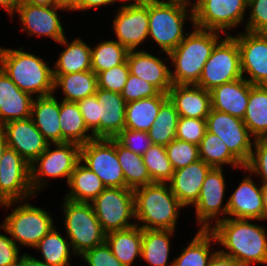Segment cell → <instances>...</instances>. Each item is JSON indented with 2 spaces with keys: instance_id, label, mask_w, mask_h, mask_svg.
<instances>
[{
  "instance_id": "6da1fadb",
  "label": "cell",
  "mask_w": 267,
  "mask_h": 266,
  "mask_svg": "<svg viewBox=\"0 0 267 266\" xmlns=\"http://www.w3.org/2000/svg\"><path fill=\"white\" fill-rule=\"evenodd\" d=\"M216 241L228 249L222 254L232 257L242 266L252 263L267 264V238L265 229L249 219L222 218L210 228Z\"/></svg>"
},
{
  "instance_id": "7a4b0ae2",
  "label": "cell",
  "mask_w": 267,
  "mask_h": 266,
  "mask_svg": "<svg viewBox=\"0 0 267 266\" xmlns=\"http://www.w3.org/2000/svg\"><path fill=\"white\" fill-rule=\"evenodd\" d=\"M194 28L192 33H187L180 44L168 53L172 66H175V71H171L173 84L196 85L204 64L219 42V32Z\"/></svg>"
},
{
  "instance_id": "3957f363",
  "label": "cell",
  "mask_w": 267,
  "mask_h": 266,
  "mask_svg": "<svg viewBox=\"0 0 267 266\" xmlns=\"http://www.w3.org/2000/svg\"><path fill=\"white\" fill-rule=\"evenodd\" d=\"M167 183L154 182L134 189V216L142 229L175 230L178 210L184 207Z\"/></svg>"
},
{
  "instance_id": "277c9868",
  "label": "cell",
  "mask_w": 267,
  "mask_h": 266,
  "mask_svg": "<svg viewBox=\"0 0 267 266\" xmlns=\"http://www.w3.org/2000/svg\"><path fill=\"white\" fill-rule=\"evenodd\" d=\"M22 50L0 47V67L23 92L37 93V97L53 94V69L42 58Z\"/></svg>"
},
{
  "instance_id": "5b68a950",
  "label": "cell",
  "mask_w": 267,
  "mask_h": 266,
  "mask_svg": "<svg viewBox=\"0 0 267 266\" xmlns=\"http://www.w3.org/2000/svg\"><path fill=\"white\" fill-rule=\"evenodd\" d=\"M188 4L178 0H149V34L163 51L174 50L185 38L183 25ZM185 34V35H183Z\"/></svg>"
},
{
  "instance_id": "8992f818",
  "label": "cell",
  "mask_w": 267,
  "mask_h": 266,
  "mask_svg": "<svg viewBox=\"0 0 267 266\" xmlns=\"http://www.w3.org/2000/svg\"><path fill=\"white\" fill-rule=\"evenodd\" d=\"M65 228L73 253L80 256L87 250L101 245L106 233L95 215L91 202H76L65 198L63 203Z\"/></svg>"
},
{
  "instance_id": "52a82bcc",
  "label": "cell",
  "mask_w": 267,
  "mask_h": 266,
  "mask_svg": "<svg viewBox=\"0 0 267 266\" xmlns=\"http://www.w3.org/2000/svg\"><path fill=\"white\" fill-rule=\"evenodd\" d=\"M213 48L204 64L200 79L196 84L207 91L240 78H243L240 66V53L237 41L226 34Z\"/></svg>"
},
{
  "instance_id": "ba28073f",
  "label": "cell",
  "mask_w": 267,
  "mask_h": 266,
  "mask_svg": "<svg viewBox=\"0 0 267 266\" xmlns=\"http://www.w3.org/2000/svg\"><path fill=\"white\" fill-rule=\"evenodd\" d=\"M91 204L106 234L136 225L128 222L131 218L135 219L133 189L105 188Z\"/></svg>"
},
{
  "instance_id": "9c48e42d",
  "label": "cell",
  "mask_w": 267,
  "mask_h": 266,
  "mask_svg": "<svg viewBox=\"0 0 267 266\" xmlns=\"http://www.w3.org/2000/svg\"><path fill=\"white\" fill-rule=\"evenodd\" d=\"M80 160L85 162L106 188H128L116 155L115 138H94L81 146Z\"/></svg>"
},
{
  "instance_id": "30bf717a",
  "label": "cell",
  "mask_w": 267,
  "mask_h": 266,
  "mask_svg": "<svg viewBox=\"0 0 267 266\" xmlns=\"http://www.w3.org/2000/svg\"><path fill=\"white\" fill-rule=\"evenodd\" d=\"M0 226L11 235L15 244L29 247H35L54 227L50 214L30 203L16 207Z\"/></svg>"
},
{
  "instance_id": "8fae6325",
  "label": "cell",
  "mask_w": 267,
  "mask_h": 266,
  "mask_svg": "<svg viewBox=\"0 0 267 266\" xmlns=\"http://www.w3.org/2000/svg\"><path fill=\"white\" fill-rule=\"evenodd\" d=\"M189 13L193 27L226 32L242 23L248 0H199Z\"/></svg>"
},
{
  "instance_id": "7c38bea8",
  "label": "cell",
  "mask_w": 267,
  "mask_h": 266,
  "mask_svg": "<svg viewBox=\"0 0 267 266\" xmlns=\"http://www.w3.org/2000/svg\"><path fill=\"white\" fill-rule=\"evenodd\" d=\"M56 149L51 150L48 144L46 150L30 165V182L35 193L43 188V177H66L67 183L80 161L81 146L75 143H56ZM39 166H38V165Z\"/></svg>"
},
{
  "instance_id": "4fadbf2b",
  "label": "cell",
  "mask_w": 267,
  "mask_h": 266,
  "mask_svg": "<svg viewBox=\"0 0 267 266\" xmlns=\"http://www.w3.org/2000/svg\"><path fill=\"white\" fill-rule=\"evenodd\" d=\"M33 193L30 165L14 149L7 147L0 164V205L8 208Z\"/></svg>"
},
{
  "instance_id": "5bb4252c",
  "label": "cell",
  "mask_w": 267,
  "mask_h": 266,
  "mask_svg": "<svg viewBox=\"0 0 267 266\" xmlns=\"http://www.w3.org/2000/svg\"><path fill=\"white\" fill-rule=\"evenodd\" d=\"M206 129L217 135L244 166L249 162L253 142L243 119L211 109L206 117Z\"/></svg>"
},
{
  "instance_id": "9a60e30c",
  "label": "cell",
  "mask_w": 267,
  "mask_h": 266,
  "mask_svg": "<svg viewBox=\"0 0 267 266\" xmlns=\"http://www.w3.org/2000/svg\"><path fill=\"white\" fill-rule=\"evenodd\" d=\"M133 1L121 6L113 21L116 41L128 50H135L149 37V0Z\"/></svg>"
},
{
  "instance_id": "2e32d148",
  "label": "cell",
  "mask_w": 267,
  "mask_h": 266,
  "mask_svg": "<svg viewBox=\"0 0 267 266\" xmlns=\"http://www.w3.org/2000/svg\"><path fill=\"white\" fill-rule=\"evenodd\" d=\"M238 36V37H237ZM233 37L239 46L242 76L247 72L251 85L267 86V33L246 31Z\"/></svg>"
},
{
  "instance_id": "e0dca14e",
  "label": "cell",
  "mask_w": 267,
  "mask_h": 266,
  "mask_svg": "<svg viewBox=\"0 0 267 266\" xmlns=\"http://www.w3.org/2000/svg\"><path fill=\"white\" fill-rule=\"evenodd\" d=\"M0 130L8 147L14 149L31 165L47 148L48 142L37 129L31 117L5 123Z\"/></svg>"
},
{
  "instance_id": "ac0fdd59",
  "label": "cell",
  "mask_w": 267,
  "mask_h": 266,
  "mask_svg": "<svg viewBox=\"0 0 267 266\" xmlns=\"http://www.w3.org/2000/svg\"><path fill=\"white\" fill-rule=\"evenodd\" d=\"M224 180L222 168H212L206 175L199 198L194 204L198 223L202 224L203 230H210V219L221 213L228 214V203L221 207L225 193Z\"/></svg>"
},
{
  "instance_id": "d6986e66",
  "label": "cell",
  "mask_w": 267,
  "mask_h": 266,
  "mask_svg": "<svg viewBox=\"0 0 267 266\" xmlns=\"http://www.w3.org/2000/svg\"><path fill=\"white\" fill-rule=\"evenodd\" d=\"M58 9H63L57 6H41L32 5L26 2H21L17 9L20 20L29 35L49 36L57 42H60L64 37V30L60 23L57 14Z\"/></svg>"
},
{
  "instance_id": "ffe728a7",
  "label": "cell",
  "mask_w": 267,
  "mask_h": 266,
  "mask_svg": "<svg viewBox=\"0 0 267 266\" xmlns=\"http://www.w3.org/2000/svg\"><path fill=\"white\" fill-rule=\"evenodd\" d=\"M167 94L179 117L206 119L212 109L210 91L197 85L173 84Z\"/></svg>"
},
{
  "instance_id": "44dd1931",
  "label": "cell",
  "mask_w": 267,
  "mask_h": 266,
  "mask_svg": "<svg viewBox=\"0 0 267 266\" xmlns=\"http://www.w3.org/2000/svg\"><path fill=\"white\" fill-rule=\"evenodd\" d=\"M211 169V166L199 159L184 168L174 170L169 181L170 188L183 206L197 202L206 175Z\"/></svg>"
},
{
  "instance_id": "7402d4cb",
  "label": "cell",
  "mask_w": 267,
  "mask_h": 266,
  "mask_svg": "<svg viewBox=\"0 0 267 266\" xmlns=\"http://www.w3.org/2000/svg\"><path fill=\"white\" fill-rule=\"evenodd\" d=\"M127 63L130 74L140 77L167 94L173 86L171 71L159 58L145 51L129 50Z\"/></svg>"
},
{
  "instance_id": "603a6c76",
  "label": "cell",
  "mask_w": 267,
  "mask_h": 266,
  "mask_svg": "<svg viewBox=\"0 0 267 266\" xmlns=\"http://www.w3.org/2000/svg\"><path fill=\"white\" fill-rule=\"evenodd\" d=\"M32 96L23 92L0 67V127L31 117Z\"/></svg>"
},
{
  "instance_id": "cb8c5ba5",
  "label": "cell",
  "mask_w": 267,
  "mask_h": 266,
  "mask_svg": "<svg viewBox=\"0 0 267 266\" xmlns=\"http://www.w3.org/2000/svg\"><path fill=\"white\" fill-rule=\"evenodd\" d=\"M250 83L240 78L210 91L212 109L243 119L248 105Z\"/></svg>"
},
{
  "instance_id": "d4e9b609",
  "label": "cell",
  "mask_w": 267,
  "mask_h": 266,
  "mask_svg": "<svg viewBox=\"0 0 267 266\" xmlns=\"http://www.w3.org/2000/svg\"><path fill=\"white\" fill-rule=\"evenodd\" d=\"M249 175L239 184L228 200V215L236 219L263 220L262 186L253 183Z\"/></svg>"
},
{
  "instance_id": "484cf974",
  "label": "cell",
  "mask_w": 267,
  "mask_h": 266,
  "mask_svg": "<svg viewBox=\"0 0 267 266\" xmlns=\"http://www.w3.org/2000/svg\"><path fill=\"white\" fill-rule=\"evenodd\" d=\"M100 104V138H115L125 128L126 101L119 93L97 88Z\"/></svg>"
},
{
  "instance_id": "4316f807",
  "label": "cell",
  "mask_w": 267,
  "mask_h": 266,
  "mask_svg": "<svg viewBox=\"0 0 267 266\" xmlns=\"http://www.w3.org/2000/svg\"><path fill=\"white\" fill-rule=\"evenodd\" d=\"M59 115L60 103L53 94L33 99L31 119L49 144L61 143Z\"/></svg>"
},
{
  "instance_id": "83f0119b",
  "label": "cell",
  "mask_w": 267,
  "mask_h": 266,
  "mask_svg": "<svg viewBox=\"0 0 267 266\" xmlns=\"http://www.w3.org/2000/svg\"><path fill=\"white\" fill-rule=\"evenodd\" d=\"M167 99L168 94L160 92L156 96L126 103L125 128L147 132Z\"/></svg>"
},
{
  "instance_id": "f1b7e54d",
  "label": "cell",
  "mask_w": 267,
  "mask_h": 266,
  "mask_svg": "<svg viewBox=\"0 0 267 266\" xmlns=\"http://www.w3.org/2000/svg\"><path fill=\"white\" fill-rule=\"evenodd\" d=\"M61 143H75L79 146L94 139L93 134H87V128L77 102L62 100L60 103Z\"/></svg>"
},
{
  "instance_id": "f546056e",
  "label": "cell",
  "mask_w": 267,
  "mask_h": 266,
  "mask_svg": "<svg viewBox=\"0 0 267 266\" xmlns=\"http://www.w3.org/2000/svg\"><path fill=\"white\" fill-rule=\"evenodd\" d=\"M54 90L61 87L65 98L62 100L78 102L94 95L98 88L97 75L92 70L69 74H53Z\"/></svg>"
},
{
  "instance_id": "4dcf8cb0",
  "label": "cell",
  "mask_w": 267,
  "mask_h": 266,
  "mask_svg": "<svg viewBox=\"0 0 267 266\" xmlns=\"http://www.w3.org/2000/svg\"><path fill=\"white\" fill-rule=\"evenodd\" d=\"M105 241L124 266H132L133 260L141 256L142 228L137 223L134 227L125 230L109 232L106 234Z\"/></svg>"
},
{
  "instance_id": "1f68e13d",
  "label": "cell",
  "mask_w": 267,
  "mask_h": 266,
  "mask_svg": "<svg viewBox=\"0 0 267 266\" xmlns=\"http://www.w3.org/2000/svg\"><path fill=\"white\" fill-rule=\"evenodd\" d=\"M243 121L254 139L267 137V86L250 84Z\"/></svg>"
},
{
  "instance_id": "d6a6232c",
  "label": "cell",
  "mask_w": 267,
  "mask_h": 266,
  "mask_svg": "<svg viewBox=\"0 0 267 266\" xmlns=\"http://www.w3.org/2000/svg\"><path fill=\"white\" fill-rule=\"evenodd\" d=\"M77 163L72 172L68 185L71 191L65 196L66 199L76 202L93 201L106 187L101 179L87 166Z\"/></svg>"
},
{
  "instance_id": "836d02e7",
  "label": "cell",
  "mask_w": 267,
  "mask_h": 266,
  "mask_svg": "<svg viewBox=\"0 0 267 266\" xmlns=\"http://www.w3.org/2000/svg\"><path fill=\"white\" fill-rule=\"evenodd\" d=\"M59 43L67 48L60 54L53 74H69L91 70V48L84 41L75 39L67 43L64 37Z\"/></svg>"
},
{
  "instance_id": "e575fe53",
  "label": "cell",
  "mask_w": 267,
  "mask_h": 266,
  "mask_svg": "<svg viewBox=\"0 0 267 266\" xmlns=\"http://www.w3.org/2000/svg\"><path fill=\"white\" fill-rule=\"evenodd\" d=\"M173 233V230L142 229L141 257L153 266H167ZM168 266H173V262Z\"/></svg>"
},
{
  "instance_id": "d590c367",
  "label": "cell",
  "mask_w": 267,
  "mask_h": 266,
  "mask_svg": "<svg viewBox=\"0 0 267 266\" xmlns=\"http://www.w3.org/2000/svg\"><path fill=\"white\" fill-rule=\"evenodd\" d=\"M116 155L122 167L125 184L130 189L154 183L143 163L142 155L136 154L116 140Z\"/></svg>"
},
{
  "instance_id": "8d00e7d4",
  "label": "cell",
  "mask_w": 267,
  "mask_h": 266,
  "mask_svg": "<svg viewBox=\"0 0 267 266\" xmlns=\"http://www.w3.org/2000/svg\"><path fill=\"white\" fill-rule=\"evenodd\" d=\"M216 242L214 234L210 230L199 229L187 248L173 261V266H208L213 255L209 246L211 241Z\"/></svg>"
},
{
  "instance_id": "74e56055",
  "label": "cell",
  "mask_w": 267,
  "mask_h": 266,
  "mask_svg": "<svg viewBox=\"0 0 267 266\" xmlns=\"http://www.w3.org/2000/svg\"><path fill=\"white\" fill-rule=\"evenodd\" d=\"M199 156L212 168H221L223 164L233 167L245 166L229 151L227 145L215 134L206 130L199 144Z\"/></svg>"
},
{
  "instance_id": "f35d334b",
  "label": "cell",
  "mask_w": 267,
  "mask_h": 266,
  "mask_svg": "<svg viewBox=\"0 0 267 266\" xmlns=\"http://www.w3.org/2000/svg\"><path fill=\"white\" fill-rule=\"evenodd\" d=\"M179 114L168 98L160 107L158 115L147 131L153 144L167 146L176 138Z\"/></svg>"
},
{
  "instance_id": "ab89813d",
  "label": "cell",
  "mask_w": 267,
  "mask_h": 266,
  "mask_svg": "<svg viewBox=\"0 0 267 266\" xmlns=\"http://www.w3.org/2000/svg\"><path fill=\"white\" fill-rule=\"evenodd\" d=\"M129 50L117 41H104L91 48V70L99 72L118 66L127 60Z\"/></svg>"
},
{
  "instance_id": "60d3db41",
  "label": "cell",
  "mask_w": 267,
  "mask_h": 266,
  "mask_svg": "<svg viewBox=\"0 0 267 266\" xmlns=\"http://www.w3.org/2000/svg\"><path fill=\"white\" fill-rule=\"evenodd\" d=\"M53 227L35 246L40 249L46 264L50 266H70L69 257L72 248L71 243L67 242ZM70 247V248H69Z\"/></svg>"
},
{
  "instance_id": "b9f144b4",
  "label": "cell",
  "mask_w": 267,
  "mask_h": 266,
  "mask_svg": "<svg viewBox=\"0 0 267 266\" xmlns=\"http://www.w3.org/2000/svg\"><path fill=\"white\" fill-rule=\"evenodd\" d=\"M142 159L153 182L168 183L172 179L174 169L165 146L152 144L142 155Z\"/></svg>"
},
{
  "instance_id": "7bdbcfd3",
  "label": "cell",
  "mask_w": 267,
  "mask_h": 266,
  "mask_svg": "<svg viewBox=\"0 0 267 266\" xmlns=\"http://www.w3.org/2000/svg\"><path fill=\"white\" fill-rule=\"evenodd\" d=\"M174 170L184 168L200 159L199 146L175 138L165 146Z\"/></svg>"
},
{
  "instance_id": "ee69618b",
  "label": "cell",
  "mask_w": 267,
  "mask_h": 266,
  "mask_svg": "<svg viewBox=\"0 0 267 266\" xmlns=\"http://www.w3.org/2000/svg\"><path fill=\"white\" fill-rule=\"evenodd\" d=\"M130 74L127 60L97 74L98 88L121 94Z\"/></svg>"
},
{
  "instance_id": "f6af8a7d",
  "label": "cell",
  "mask_w": 267,
  "mask_h": 266,
  "mask_svg": "<svg viewBox=\"0 0 267 266\" xmlns=\"http://www.w3.org/2000/svg\"><path fill=\"white\" fill-rule=\"evenodd\" d=\"M206 130V119L179 117L176 138L199 146Z\"/></svg>"
},
{
  "instance_id": "bcb514c9",
  "label": "cell",
  "mask_w": 267,
  "mask_h": 266,
  "mask_svg": "<svg viewBox=\"0 0 267 266\" xmlns=\"http://www.w3.org/2000/svg\"><path fill=\"white\" fill-rule=\"evenodd\" d=\"M160 91L151 83H148L140 77L129 74L126 84L124 85L121 96L126 103L137 101L143 98L156 96Z\"/></svg>"
},
{
  "instance_id": "7dc6e473",
  "label": "cell",
  "mask_w": 267,
  "mask_h": 266,
  "mask_svg": "<svg viewBox=\"0 0 267 266\" xmlns=\"http://www.w3.org/2000/svg\"><path fill=\"white\" fill-rule=\"evenodd\" d=\"M115 139L128 150L143 155L153 144L146 131L124 128Z\"/></svg>"
},
{
  "instance_id": "c3c4849f",
  "label": "cell",
  "mask_w": 267,
  "mask_h": 266,
  "mask_svg": "<svg viewBox=\"0 0 267 266\" xmlns=\"http://www.w3.org/2000/svg\"><path fill=\"white\" fill-rule=\"evenodd\" d=\"M87 128L94 138H100V104L96 95H91L77 102Z\"/></svg>"
},
{
  "instance_id": "681fc988",
  "label": "cell",
  "mask_w": 267,
  "mask_h": 266,
  "mask_svg": "<svg viewBox=\"0 0 267 266\" xmlns=\"http://www.w3.org/2000/svg\"><path fill=\"white\" fill-rule=\"evenodd\" d=\"M255 150L252 151L249 162L245 165V170L254 172L262 176V185L267 184V137L257 138L254 141Z\"/></svg>"
},
{
  "instance_id": "f907efd6",
  "label": "cell",
  "mask_w": 267,
  "mask_h": 266,
  "mask_svg": "<svg viewBox=\"0 0 267 266\" xmlns=\"http://www.w3.org/2000/svg\"><path fill=\"white\" fill-rule=\"evenodd\" d=\"M251 8L245 30L255 33H267V0H248Z\"/></svg>"
},
{
  "instance_id": "816d5d0a",
  "label": "cell",
  "mask_w": 267,
  "mask_h": 266,
  "mask_svg": "<svg viewBox=\"0 0 267 266\" xmlns=\"http://www.w3.org/2000/svg\"><path fill=\"white\" fill-rule=\"evenodd\" d=\"M81 256L89 266H124L112 253L106 241L93 249L87 250Z\"/></svg>"
},
{
  "instance_id": "f5cc1de1",
  "label": "cell",
  "mask_w": 267,
  "mask_h": 266,
  "mask_svg": "<svg viewBox=\"0 0 267 266\" xmlns=\"http://www.w3.org/2000/svg\"><path fill=\"white\" fill-rule=\"evenodd\" d=\"M19 244L0 234V266H17L19 261Z\"/></svg>"
},
{
  "instance_id": "db71d44e",
  "label": "cell",
  "mask_w": 267,
  "mask_h": 266,
  "mask_svg": "<svg viewBox=\"0 0 267 266\" xmlns=\"http://www.w3.org/2000/svg\"><path fill=\"white\" fill-rule=\"evenodd\" d=\"M208 266H242L232 257L226 256L219 252V250L213 255Z\"/></svg>"
},
{
  "instance_id": "11a10c76",
  "label": "cell",
  "mask_w": 267,
  "mask_h": 266,
  "mask_svg": "<svg viewBox=\"0 0 267 266\" xmlns=\"http://www.w3.org/2000/svg\"><path fill=\"white\" fill-rule=\"evenodd\" d=\"M116 1L122 2V1H126V0H79L77 10L83 11V10L94 8V7L96 8V7H99L101 5L104 6V5L111 4V3L113 4Z\"/></svg>"
},
{
  "instance_id": "9f6ffc18",
  "label": "cell",
  "mask_w": 267,
  "mask_h": 266,
  "mask_svg": "<svg viewBox=\"0 0 267 266\" xmlns=\"http://www.w3.org/2000/svg\"><path fill=\"white\" fill-rule=\"evenodd\" d=\"M17 266H50V265L46 264L43 261L37 260L36 258H33L27 254H24L22 255V257L19 258Z\"/></svg>"
},
{
  "instance_id": "6f0895ef",
  "label": "cell",
  "mask_w": 267,
  "mask_h": 266,
  "mask_svg": "<svg viewBox=\"0 0 267 266\" xmlns=\"http://www.w3.org/2000/svg\"><path fill=\"white\" fill-rule=\"evenodd\" d=\"M22 0H0V5L8 11V14L12 15L16 12Z\"/></svg>"
},
{
  "instance_id": "680465c9",
  "label": "cell",
  "mask_w": 267,
  "mask_h": 266,
  "mask_svg": "<svg viewBox=\"0 0 267 266\" xmlns=\"http://www.w3.org/2000/svg\"><path fill=\"white\" fill-rule=\"evenodd\" d=\"M79 0H56V6L64 10H77Z\"/></svg>"
},
{
  "instance_id": "91938a15",
  "label": "cell",
  "mask_w": 267,
  "mask_h": 266,
  "mask_svg": "<svg viewBox=\"0 0 267 266\" xmlns=\"http://www.w3.org/2000/svg\"><path fill=\"white\" fill-rule=\"evenodd\" d=\"M32 5H41V6H56V0H22Z\"/></svg>"
},
{
  "instance_id": "94428289",
  "label": "cell",
  "mask_w": 267,
  "mask_h": 266,
  "mask_svg": "<svg viewBox=\"0 0 267 266\" xmlns=\"http://www.w3.org/2000/svg\"><path fill=\"white\" fill-rule=\"evenodd\" d=\"M263 219H267V184L262 186Z\"/></svg>"
},
{
  "instance_id": "6125c7cd",
  "label": "cell",
  "mask_w": 267,
  "mask_h": 266,
  "mask_svg": "<svg viewBox=\"0 0 267 266\" xmlns=\"http://www.w3.org/2000/svg\"><path fill=\"white\" fill-rule=\"evenodd\" d=\"M8 147L6 142V137L4 133L0 130V164L2 161L3 153L5 152L6 148Z\"/></svg>"
},
{
  "instance_id": "be15d7a7",
  "label": "cell",
  "mask_w": 267,
  "mask_h": 266,
  "mask_svg": "<svg viewBox=\"0 0 267 266\" xmlns=\"http://www.w3.org/2000/svg\"><path fill=\"white\" fill-rule=\"evenodd\" d=\"M178 1H180L182 3H186V4H188V2L191 3L189 0H178ZM197 1H199V0H197Z\"/></svg>"
}]
</instances>
